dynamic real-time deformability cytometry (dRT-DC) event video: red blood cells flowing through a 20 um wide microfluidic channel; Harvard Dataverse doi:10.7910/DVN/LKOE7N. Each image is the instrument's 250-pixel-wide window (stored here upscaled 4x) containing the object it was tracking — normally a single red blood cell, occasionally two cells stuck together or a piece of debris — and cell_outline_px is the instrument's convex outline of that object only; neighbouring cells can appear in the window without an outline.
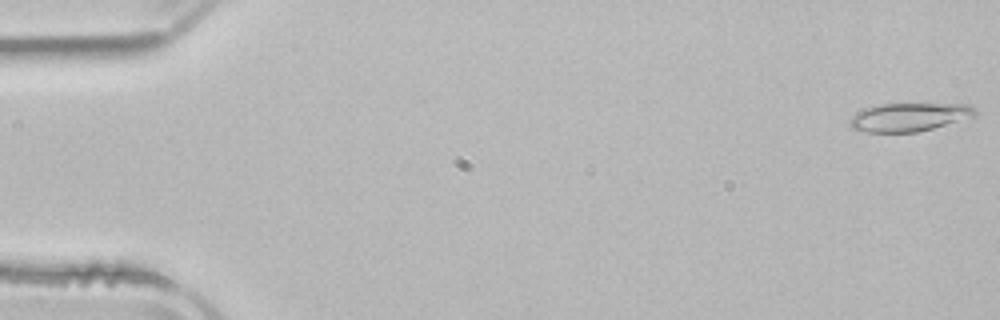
{"species": "common noctule bat (a hibernating species)", "species_latin": "Nyctalus noctula", "temperature_condition": "room temperature", "stored_images_in_passage": 52, "camera_frame_rate_fps": 3000, "um_per_image_px": 0.085, "animal": {"sex": "male", "body_mass_g": 21.5, "forearm_length_mm": 52.0}, "frame": {"image": 1, "passage_image": 1, "time_ms": 0.0, "image_size_px": [1000, 320], "cell_outline_px": [[976, 112], [972, 116], [932, 128], [916, 132], [864, 132], [852, 128], [848, 124], [848, 120], [852, 116], [864, 108], [880, 104], [972, 104], [976, 108]], "centroid_in_image_um": [77.22, 9.94], "position_along_channel_um": 7.8, "area_um2": 20.52}}
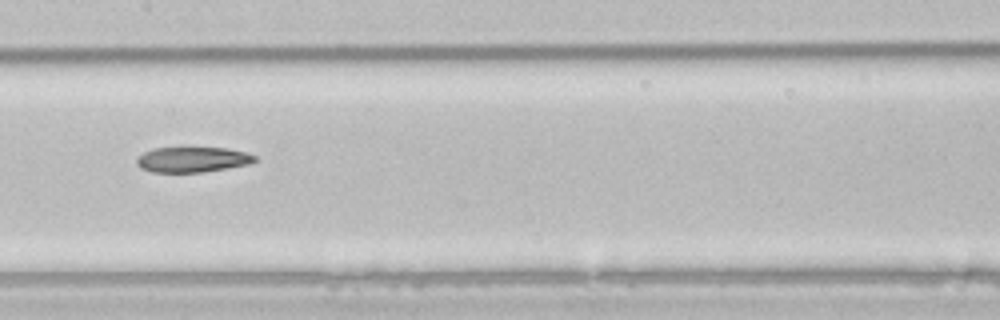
{"frame": {"image": 2, "passage_image": 26, "time_ms": 8.333, "image_size_px": [1000, 320], "cell_outline_px": [[256, 160], [248, 164], [204, 172], [152, 172], [140, 168], [136, 164], [136, 160], [144, 152], [152, 148], [228, 148], [248, 152], [256, 156]], "centroid_in_image_um": [16.36, 13.56], "position_along_channel_um": 191.0, "area_um2": 17.4}}
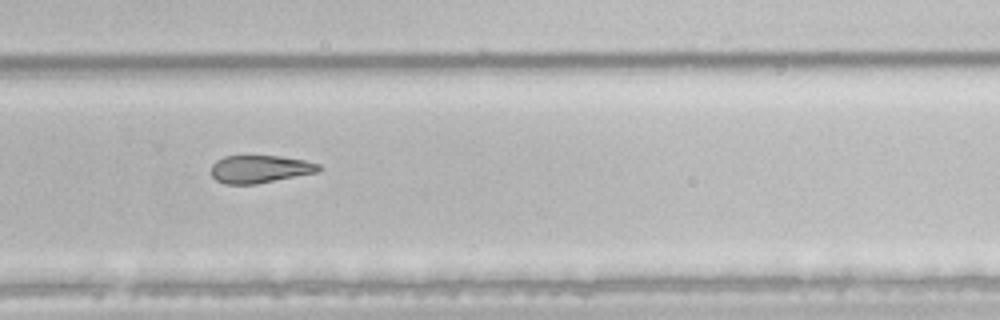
{"frame": {"image": 3, "passage_image": 35, "time_ms": 11.333, "image_size_px": [1000, 320], "cell_outline_px": [[324, 168], [316, 172], [256, 184], [224, 184], [216, 180], [212, 176], [212, 164], [216, 160], [224, 156], [280, 156], [304, 160], [320, 164]], "centroid_in_image_um": [22.09, 14.37], "position_along_channel_um": 307.7, "area_um2": 17.34}}